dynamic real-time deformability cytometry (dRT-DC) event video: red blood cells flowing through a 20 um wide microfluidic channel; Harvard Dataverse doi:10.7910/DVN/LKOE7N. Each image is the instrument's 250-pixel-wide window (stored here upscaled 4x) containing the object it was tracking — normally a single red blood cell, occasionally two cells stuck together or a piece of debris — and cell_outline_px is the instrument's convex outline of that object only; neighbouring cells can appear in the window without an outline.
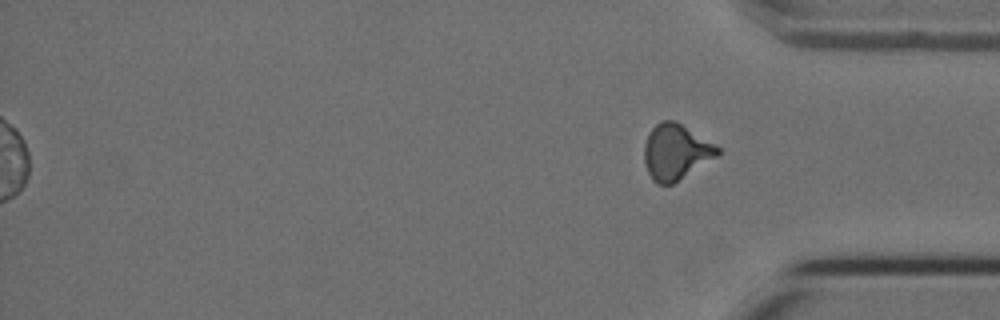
{"species": "Egyptian fruit bat (a non-hibernating species)", "species_latin": "Rousettus aegyptiacus", "temperature_condition": "cold", "stored_images_in_passage": 15, "segment_of_instrument_passage": [2, 2], "camera_frame_rate_fps": 3000, "um_per_image_px": 0.085, "animal": {"sex": "female"}, "frame": {"image": 1, "passage_image": 15, "time_ms": 4.667, "image_size_px": [1000, 320], "cell_outline_px": [[720, 152], [716, 156], [672, 184], [656, 184], [652, 180], [648, 172], [644, 160], [644, 144], [648, 132], [660, 120], [676, 120], [720, 148]], "centroid_in_image_um": [57.4, 12.89], "position_along_channel_um": 377.8, "area_um2": 23.52}}